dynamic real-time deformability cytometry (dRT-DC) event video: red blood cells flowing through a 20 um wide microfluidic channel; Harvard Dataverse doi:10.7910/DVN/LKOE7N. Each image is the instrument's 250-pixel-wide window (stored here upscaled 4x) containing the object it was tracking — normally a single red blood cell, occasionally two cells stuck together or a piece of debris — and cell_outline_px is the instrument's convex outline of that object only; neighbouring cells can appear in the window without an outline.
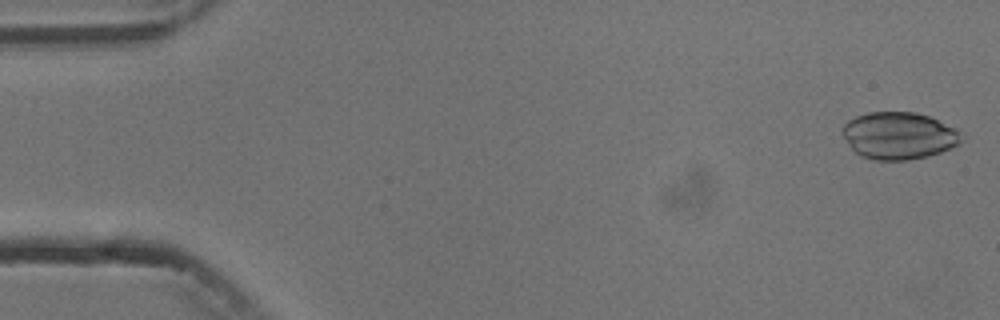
{"species": "common noctule bat (a hibernating species)", "species_latin": "Nyctalus noctula", "temperature_condition": "cold", "stored_images_in_passage": 5, "camera_frame_rate_fps": 3000, "um_per_image_px": 0.085, "animal": {"sex": "male", "body_mass_g": 13.3}, "frame": {"image": 1, "passage_image": 1, "time_ms": 0.0, "image_size_px": [1000, 320], "cell_outline_px": [[964, 140], [940, 152], [928, 156], [908, 160], [872, 160], [860, 156], [852, 148], [844, 136], [844, 124], [848, 120], [856, 116], [868, 112], [916, 112], [928, 116], [956, 128], [964, 132]], "centroid_in_image_um": [76.44, 11.53], "position_along_channel_um": 8.6, "area_um2": 32.66}}